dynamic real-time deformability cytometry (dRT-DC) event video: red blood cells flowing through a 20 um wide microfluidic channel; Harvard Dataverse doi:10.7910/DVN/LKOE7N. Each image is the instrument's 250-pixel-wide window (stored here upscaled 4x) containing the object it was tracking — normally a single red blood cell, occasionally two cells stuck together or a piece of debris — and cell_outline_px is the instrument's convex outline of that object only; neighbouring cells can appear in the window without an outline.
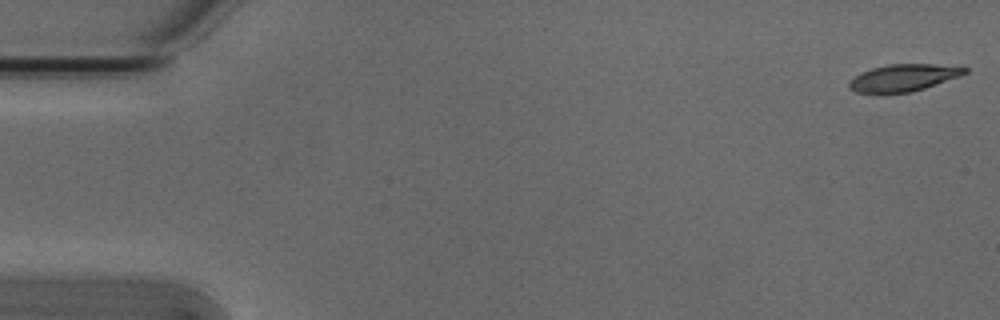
{"species": "Egyptian fruit bat (a non-hibernating species)", "species_latin": "Rousettus aegyptiacus", "temperature_condition": "cold", "stored_images_in_passage": 5, "camera_frame_rate_fps": 3000, "um_per_image_px": 0.085, "animal": {"sex": "male"}, "frame": {"image": 1, "passage_image": 1, "time_ms": 0.0, "image_size_px": [1000, 320], "cell_outline_px": [[968, 72], [960, 76], [912, 92], [856, 92], [848, 88], [848, 84], [856, 76], [872, 68], [888, 64], [932, 64], [968, 68]], "centroid_in_image_um": [76.82, 6.6], "position_along_channel_um": 8.2, "area_um2": 17.74}}
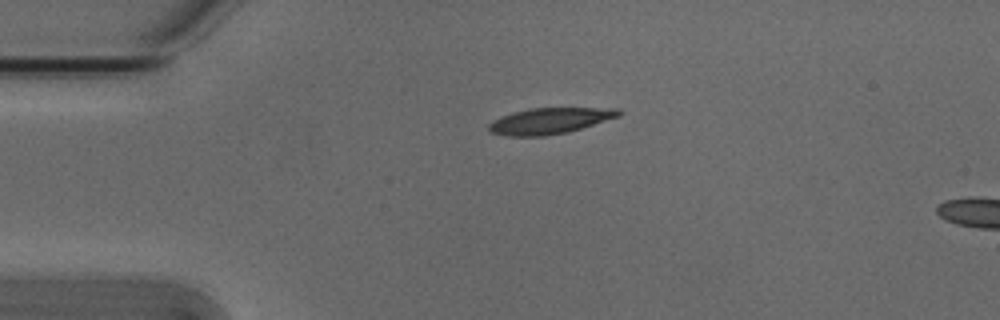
{"frame": {"image": 2, "passage_image": 4, "time_ms": 1.0, "image_size_px": [1000, 320], "cell_outline_px": [[624, 112], [620, 116], [568, 132], [544, 136], [508, 136], [488, 132], [488, 124], [492, 120], [500, 116], [512, 112], [528, 108], [620, 108]], "centroid_in_image_um": [46.71, 10.26], "position_along_channel_um": 38.3, "area_um2": 19.94}}